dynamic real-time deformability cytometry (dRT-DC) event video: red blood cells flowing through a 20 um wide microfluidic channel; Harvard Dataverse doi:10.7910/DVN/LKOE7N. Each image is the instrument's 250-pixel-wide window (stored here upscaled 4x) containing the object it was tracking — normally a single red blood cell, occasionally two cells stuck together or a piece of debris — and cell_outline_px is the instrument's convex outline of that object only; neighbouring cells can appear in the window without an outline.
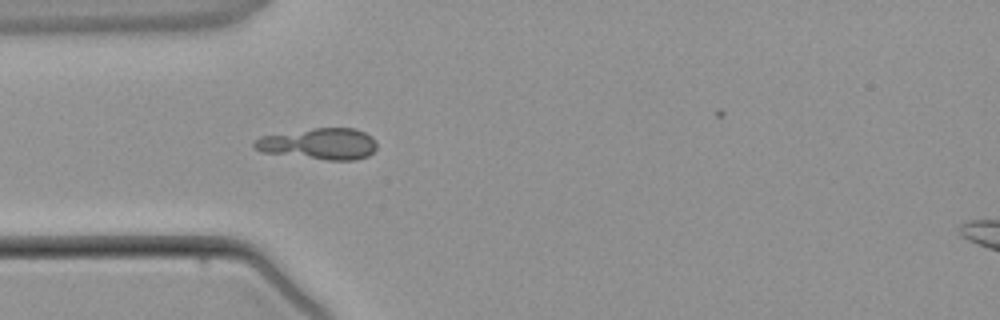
{"species": "common noctule bat (a hibernating species)", "species_latin": "Nyctalus noctula", "temperature_condition": "warm", "stored_images_in_passage": 3, "camera_frame_rate_fps": 3000, "um_per_image_px": 0.085, "animal": {"sex": "male", "body_mass_g": 21.5, "forearm_length_mm": 52.0}, "frame": {"image": 1, "passage_image": 3, "time_ms": 2.333, "image_size_px": [1000, 320], "cell_outline_px": [[376, 148], [368, 156], [356, 160], [328, 160], [260, 152], [252, 148], [252, 140], [260, 136], [312, 128], [356, 128], [372, 136], [376, 140]], "centroid_in_image_um": [27.09, 12.22], "position_along_channel_um": 57.9, "area_um2": 22.66}}